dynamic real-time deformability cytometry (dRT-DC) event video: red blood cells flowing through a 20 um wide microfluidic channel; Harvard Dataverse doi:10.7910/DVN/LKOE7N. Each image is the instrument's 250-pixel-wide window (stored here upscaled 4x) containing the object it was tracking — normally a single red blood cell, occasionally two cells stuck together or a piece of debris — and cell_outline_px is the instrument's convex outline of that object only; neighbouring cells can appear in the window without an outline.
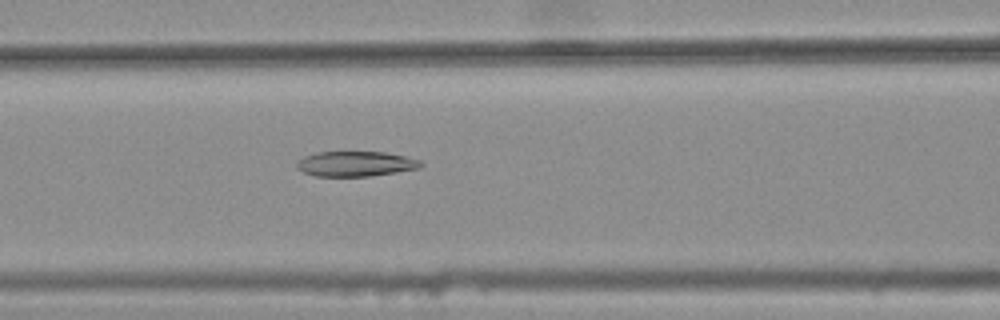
{"species": "common noctule bat (a hibernating species)", "species_latin": "Nyctalus noctula", "temperature_condition": "warm", "stored_images_in_passage": 39, "camera_frame_rate_fps": 3000, "um_per_image_px": 0.085, "animal": {"sex": "female", "body_mass_g": 25.1}, "frame": {"image": 1, "passage_image": 14, "time_ms": 4.333, "image_size_px": [1000, 320], "cell_outline_px": [[424, 164], [420, 168], [368, 176], [316, 176], [304, 172], [296, 168], [296, 160], [304, 156], [320, 152], [384, 152], [404, 156], [420, 160]], "centroid_in_image_um": [30.2, 13.92], "position_along_channel_um": 136.4, "area_um2": 18.03}}
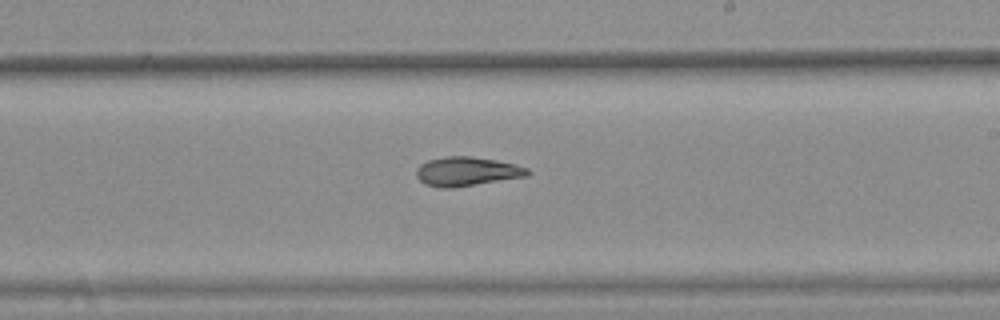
{"frame": {"image": 2, "passage_image": 23, "time_ms": 7.333, "image_size_px": [1000, 320], "cell_outline_px": [[532, 172], [528, 176], [452, 188], [440, 188], [424, 184], [416, 176], [416, 168], [420, 164], [428, 160], [444, 156], [472, 156], [496, 160], [516, 164], [528, 168]], "centroid_in_image_um": [39.68, 14.57], "position_along_channel_um": 249.3, "area_um2": 19.07}}
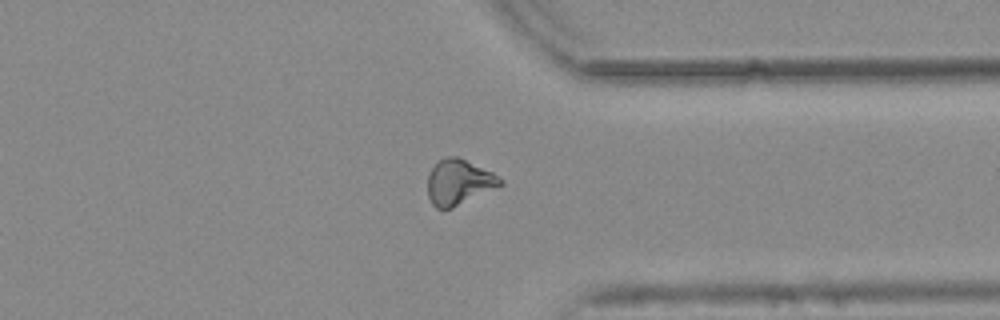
{"frame": {"image": 3, "passage_image": 33, "time_ms": 10.667, "image_size_px": [1000, 320], "cell_outline_px": [[504, 184], [452, 208], [436, 208], [432, 204], [428, 196], [428, 176], [432, 168], [444, 156], [456, 156], [492, 172], [500, 176], [504, 180]], "centroid_in_image_um": [39.01, 15.48], "position_along_channel_um": 372.4, "area_um2": 19.02}, "authors_computed_cell_mechanics": {"area_um2": 18.785, "velocity_mm_per_s": 3.775, "shape_relaxation_time_tau1_ms": null, "shape_relaxation_time_tau2_ms": 6.8784, "deformation_change_tau1": null, "deformation_change_tau2": 0.1487}}